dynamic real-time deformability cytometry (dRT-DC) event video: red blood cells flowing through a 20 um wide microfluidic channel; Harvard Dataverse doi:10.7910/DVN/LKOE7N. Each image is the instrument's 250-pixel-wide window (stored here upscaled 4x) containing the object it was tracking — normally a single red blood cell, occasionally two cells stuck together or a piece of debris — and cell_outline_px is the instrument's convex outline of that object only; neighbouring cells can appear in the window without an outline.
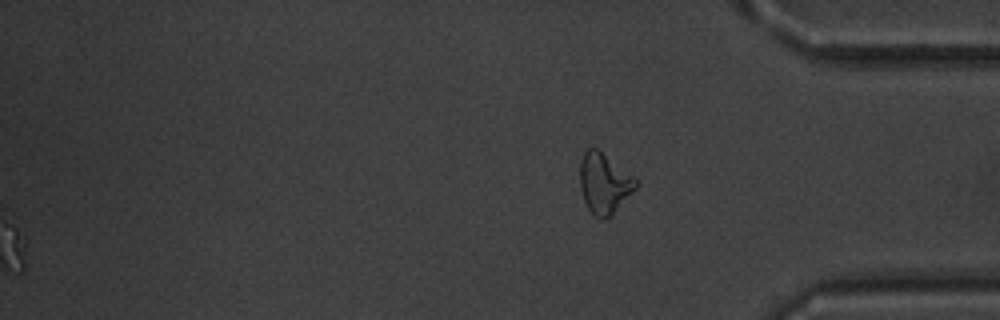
{"species": "common noctule bat (a hibernating species)", "species_latin": "Nyctalus noctula", "temperature_condition": "warm", "stored_images_in_passage": 52, "segment_of_instrument_passage": [2, 2], "camera_frame_rate_fps": 3000, "um_per_image_px": 0.085, "animal": {"sex": "male", "body_mass_g": 20.1, "forearm_length_mm": 53.5}, "frame": {"image": 1, "passage_image": 52, "time_ms": 17.0, "image_size_px": [1000, 320], "cell_outline_px": [[640, 184], [612, 216], [604, 220], [600, 220], [592, 216], [584, 200], [580, 188], [580, 160], [584, 152], [588, 148], [596, 148], [636, 176]], "centroid_in_image_um": [51.39, 15.61], "position_along_channel_um": 383.8, "area_um2": 20.23}}